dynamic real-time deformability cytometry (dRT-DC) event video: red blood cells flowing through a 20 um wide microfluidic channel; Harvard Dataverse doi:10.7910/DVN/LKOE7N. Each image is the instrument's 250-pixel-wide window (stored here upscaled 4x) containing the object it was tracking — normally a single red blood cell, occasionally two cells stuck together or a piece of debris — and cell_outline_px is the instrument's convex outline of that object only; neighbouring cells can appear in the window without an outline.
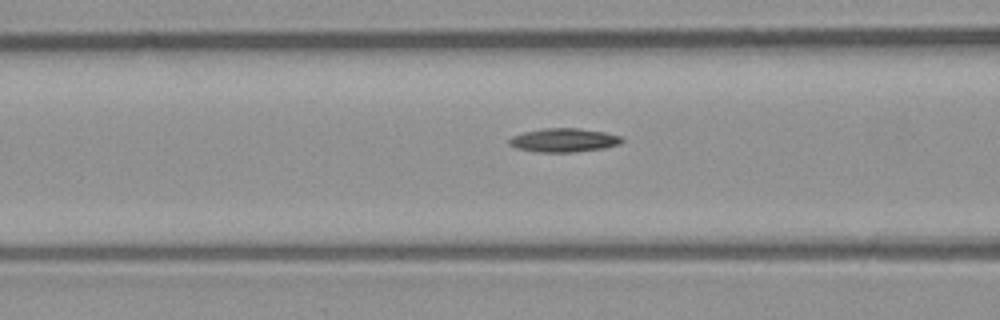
{"species": "common noctule bat (a hibernating species)", "species_latin": "Nyctalus noctula", "temperature_condition": "room temperature", "stored_images_in_passage": 43, "camera_frame_rate_fps": 3000, "um_per_image_px": 0.085, "animal": {"sex": "male", "body_mass_g": 23.1, "forearm_length_mm": 52.7}, "frame": {"image": 1, "passage_image": 22, "time_ms": 7.0, "image_size_px": [1000, 320], "cell_outline_px": [[624, 140], [620, 144], [604, 148], [572, 152], [536, 152], [516, 148], [508, 144], [508, 140], [512, 136], [524, 132], [544, 128], [580, 128], [604, 132], [620, 136]], "centroid_in_image_um": [47.91, 11.91], "position_along_channel_um": 118.7, "area_um2": 15.61}}
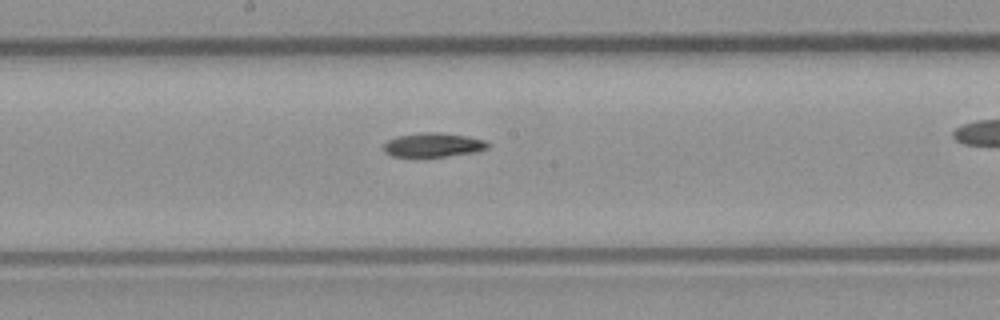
{"frame": {"image": 2, "passage_image": 29, "time_ms": 9.333, "image_size_px": [1000, 320], "cell_outline_px": [[488, 148], [476, 152], [444, 156], [392, 156], [384, 152], [384, 144], [388, 140], [396, 136], [424, 132], [440, 132], [488, 140]], "centroid_in_image_um": [36.83, 12.31], "position_along_channel_um": 211.4, "area_um2": 14.51}}
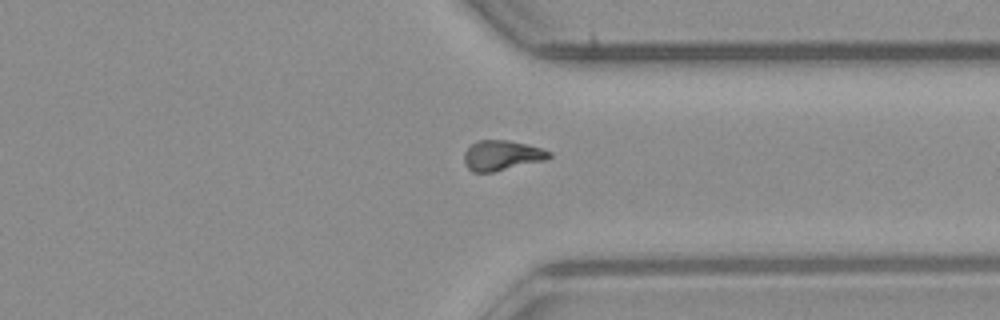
{"frame": {"image": 3, "passage_image": 41, "time_ms": 13.333, "image_size_px": [1000, 320], "cell_outline_px": [[552, 156], [548, 160], [492, 172], [472, 172], [464, 164], [464, 152], [472, 144], [480, 140], [508, 140], [540, 148], [552, 152]], "centroid_in_image_um": [42.67, 13.22], "position_along_channel_um": 368.7, "area_um2": 14.91}}